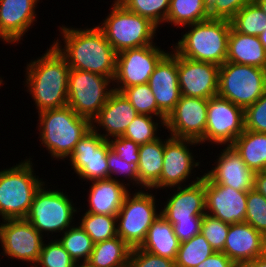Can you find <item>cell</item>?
Instances as JSON below:
<instances>
[{
	"instance_id": "6da1fadb",
	"label": "cell",
	"mask_w": 266,
	"mask_h": 267,
	"mask_svg": "<svg viewBox=\"0 0 266 267\" xmlns=\"http://www.w3.org/2000/svg\"><path fill=\"white\" fill-rule=\"evenodd\" d=\"M59 31L65 43L61 45L57 39L52 45L65 58L70 69L96 73L113 81L117 52L97 25L86 29L62 25Z\"/></svg>"
},
{
	"instance_id": "7a4b0ae2",
	"label": "cell",
	"mask_w": 266,
	"mask_h": 267,
	"mask_svg": "<svg viewBox=\"0 0 266 267\" xmlns=\"http://www.w3.org/2000/svg\"><path fill=\"white\" fill-rule=\"evenodd\" d=\"M25 83L37 112L67 106L69 65L51 45L41 57L26 66Z\"/></svg>"
},
{
	"instance_id": "3957f363",
	"label": "cell",
	"mask_w": 266,
	"mask_h": 267,
	"mask_svg": "<svg viewBox=\"0 0 266 267\" xmlns=\"http://www.w3.org/2000/svg\"><path fill=\"white\" fill-rule=\"evenodd\" d=\"M38 115L41 144L57 160L69 158L75 145L91 129V121L69 106L44 110Z\"/></svg>"
},
{
	"instance_id": "277c9868",
	"label": "cell",
	"mask_w": 266,
	"mask_h": 267,
	"mask_svg": "<svg viewBox=\"0 0 266 267\" xmlns=\"http://www.w3.org/2000/svg\"><path fill=\"white\" fill-rule=\"evenodd\" d=\"M189 27L183 37L173 45L179 56L199 62L221 66L228 54L230 21H202L185 26Z\"/></svg>"
},
{
	"instance_id": "5b68a950",
	"label": "cell",
	"mask_w": 266,
	"mask_h": 267,
	"mask_svg": "<svg viewBox=\"0 0 266 267\" xmlns=\"http://www.w3.org/2000/svg\"><path fill=\"white\" fill-rule=\"evenodd\" d=\"M30 159L32 158L0 171V216L2 221L25 219L36 191L44 183L35 175Z\"/></svg>"
},
{
	"instance_id": "8992f818",
	"label": "cell",
	"mask_w": 266,
	"mask_h": 267,
	"mask_svg": "<svg viewBox=\"0 0 266 267\" xmlns=\"http://www.w3.org/2000/svg\"><path fill=\"white\" fill-rule=\"evenodd\" d=\"M109 15L97 27L118 53L125 49L154 44L158 27L149 19L127 10L118 1H113Z\"/></svg>"
},
{
	"instance_id": "52a82bcc",
	"label": "cell",
	"mask_w": 266,
	"mask_h": 267,
	"mask_svg": "<svg viewBox=\"0 0 266 267\" xmlns=\"http://www.w3.org/2000/svg\"><path fill=\"white\" fill-rule=\"evenodd\" d=\"M45 182L36 191L30 210L25 217L43 236L45 233L62 234L71 226L77 211L66 192L46 188ZM46 188V189H45ZM44 232V234H43Z\"/></svg>"
},
{
	"instance_id": "ba28073f",
	"label": "cell",
	"mask_w": 266,
	"mask_h": 267,
	"mask_svg": "<svg viewBox=\"0 0 266 267\" xmlns=\"http://www.w3.org/2000/svg\"><path fill=\"white\" fill-rule=\"evenodd\" d=\"M266 90V69L225 62L219 69L218 95L244 110Z\"/></svg>"
},
{
	"instance_id": "9c48e42d",
	"label": "cell",
	"mask_w": 266,
	"mask_h": 267,
	"mask_svg": "<svg viewBox=\"0 0 266 267\" xmlns=\"http://www.w3.org/2000/svg\"><path fill=\"white\" fill-rule=\"evenodd\" d=\"M111 82L110 78L96 73L70 69L67 106L77 115L92 121L114 91Z\"/></svg>"
},
{
	"instance_id": "30bf717a",
	"label": "cell",
	"mask_w": 266,
	"mask_h": 267,
	"mask_svg": "<svg viewBox=\"0 0 266 267\" xmlns=\"http://www.w3.org/2000/svg\"><path fill=\"white\" fill-rule=\"evenodd\" d=\"M131 195L129 192L125 197L116 219L117 236L133 249L142 245L149 227L160 212L156 211L153 193L139 190Z\"/></svg>"
},
{
	"instance_id": "8fae6325",
	"label": "cell",
	"mask_w": 266,
	"mask_h": 267,
	"mask_svg": "<svg viewBox=\"0 0 266 267\" xmlns=\"http://www.w3.org/2000/svg\"><path fill=\"white\" fill-rule=\"evenodd\" d=\"M155 45L156 43L125 49L117 53L112 82L114 91L121 92L124 88L148 83L157 63L167 53Z\"/></svg>"
},
{
	"instance_id": "7c38bea8",
	"label": "cell",
	"mask_w": 266,
	"mask_h": 267,
	"mask_svg": "<svg viewBox=\"0 0 266 267\" xmlns=\"http://www.w3.org/2000/svg\"><path fill=\"white\" fill-rule=\"evenodd\" d=\"M245 130L244 109L230 100L215 95L208 99L206 141L216 145H231Z\"/></svg>"
},
{
	"instance_id": "4fadbf2b",
	"label": "cell",
	"mask_w": 266,
	"mask_h": 267,
	"mask_svg": "<svg viewBox=\"0 0 266 267\" xmlns=\"http://www.w3.org/2000/svg\"><path fill=\"white\" fill-rule=\"evenodd\" d=\"M110 149L109 141L91 128L75 145L68 160L81 180L108 179L107 153Z\"/></svg>"
},
{
	"instance_id": "5bb4252c",
	"label": "cell",
	"mask_w": 266,
	"mask_h": 267,
	"mask_svg": "<svg viewBox=\"0 0 266 267\" xmlns=\"http://www.w3.org/2000/svg\"><path fill=\"white\" fill-rule=\"evenodd\" d=\"M40 232L26 219H8L0 223V243L3 256L11 259L38 262L44 243Z\"/></svg>"
},
{
	"instance_id": "9a60e30c",
	"label": "cell",
	"mask_w": 266,
	"mask_h": 267,
	"mask_svg": "<svg viewBox=\"0 0 266 267\" xmlns=\"http://www.w3.org/2000/svg\"><path fill=\"white\" fill-rule=\"evenodd\" d=\"M208 99L180 97L165 121V129L171 137L193 139L205 144Z\"/></svg>"
},
{
	"instance_id": "2e32d148",
	"label": "cell",
	"mask_w": 266,
	"mask_h": 267,
	"mask_svg": "<svg viewBox=\"0 0 266 267\" xmlns=\"http://www.w3.org/2000/svg\"><path fill=\"white\" fill-rule=\"evenodd\" d=\"M200 145L193 139H183L167 137L165 139L163 168L160 179L150 189L173 188L182 186L183 182L191 176L192 170L199 167L200 162H196L190 146Z\"/></svg>"
},
{
	"instance_id": "e0dca14e",
	"label": "cell",
	"mask_w": 266,
	"mask_h": 267,
	"mask_svg": "<svg viewBox=\"0 0 266 267\" xmlns=\"http://www.w3.org/2000/svg\"><path fill=\"white\" fill-rule=\"evenodd\" d=\"M220 66L177 54L178 83L182 96L209 99L218 95Z\"/></svg>"
},
{
	"instance_id": "ac0fdd59",
	"label": "cell",
	"mask_w": 266,
	"mask_h": 267,
	"mask_svg": "<svg viewBox=\"0 0 266 267\" xmlns=\"http://www.w3.org/2000/svg\"><path fill=\"white\" fill-rule=\"evenodd\" d=\"M248 191L213 183L205 175L206 214L234 224L245 222Z\"/></svg>"
},
{
	"instance_id": "d6986e66",
	"label": "cell",
	"mask_w": 266,
	"mask_h": 267,
	"mask_svg": "<svg viewBox=\"0 0 266 267\" xmlns=\"http://www.w3.org/2000/svg\"><path fill=\"white\" fill-rule=\"evenodd\" d=\"M177 191L166 201L160 214L172 225L177 221L202 219L206 213L205 174L185 187H176Z\"/></svg>"
},
{
	"instance_id": "ffe728a7",
	"label": "cell",
	"mask_w": 266,
	"mask_h": 267,
	"mask_svg": "<svg viewBox=\"0 0 266 267\" xmlns=\"http://www.w3.org/2000/svg\"><path fill=\"white\" fill-rule=\"evenodd\" d=\"M172 52V53H171ZM167 52L157 63L148 84L159 111L167 118L181 97L178 83L177 53Z\"/></svg>"
},
{
	"instance_id": "44dd1931",
	"label": "cell",
	"mask_w": 266,
	"mask_h": 267,
	"mask_svg": "<svg viewBox=\"0 0 266 267\" xmlns=\"http://www.w3.org/2000/svg\"><path fill=\"white\" fill-rule=\"evenodd\" d=\"M220 153L215 167L204 174L213 183L229 186L239 191L252 190L255 172L246 165L237 151L231 145H226Z\"/></svg>"
},
{
	"instance_id": "7402d4cb",
	"label": "cell",
	"mask_w": 266,
	"mask_h": 267,
	"mask_svg": "<svg viewBox=\"0 0 266 267\" xmlns=\"http://www.w3.org/2000/svg\"><path fill=\"white\" fill-rule=\"evenodd\" d=\"M222 252L239 267L266 253V237L246 222L230 224Z\"/></svg>"
},
{
	"instance_id": "603a6c76",
	"label": "cell",
	"mask_w": 266,
	"mask_h": 267,
	"mask_svg": "<svg viewBox=\"0 0 266 267\" xmlns=\"http://www.w3.org/2000/svg\"><path fill=\"white\" fill-rule=\"evenodd\" d=\"M39 0H0V40L18 44L36 19ZM22 37V38H21Z\"/></svg>"
},
{
	"instance_id": "cb8c5ba5",
	"label": "cell",
	"mask_w": 266,
	"mask_h": 267,
	"mask_svg": "<svg viewBox=\"0 0 266 267\" xmlns=\"http://www.w3.org/2000/svg\"><path fill=\"white\" fill-rule=\"evenodd\" d=\"M138 115L136 109L121 92L113 91L105 105L100 109L99 114L91 121V128L105 140H109L122 136ZM100 126H102L106 134L98 132Z\"/></svg>"
},
{
	"instance_id": "d4e9b609",
	"label": "cell",
	"mask_w": 266,
	"mask_h": 267,
	"mask_svg": "<svg viewBox=\"0 0 266 267\" xmlns=\"http://www.w3.org/2000/svg\"><path fill=\"white\" fill-rule=\"evenodd\" d=\"M92 182L91 188L89 189V209L86 212L94 214H103L109 216H117L125 197L130 192L127 185L123 182L113 178V179H101L94 180Z\"/></svg>"
},
{
	"instance_id": "484cf974",
	"label": "cell",
	"mask_w": 266,
	"mask_h": 267,
	"mask_svg": "<svg viewBox=\"0 0 266 267\" xmlns=\"http://www.w3.org/2000/svg\"><path fill=\"white\" fill-rule=\"evenodd\" d=\"M226 62L266 69V50L258 36L246 35L231 27Z\"/></svg>"
},
{
	"instance_id": "4316f807",
	"label": "cell",
	"mask_w": 266,
	"mask_h": 267,
	"mask_svg": "<svg viewBox=\"0 0 266 267\" xmlns=\"http://www.w3.org/2000/svg\"><path fill=\"white\" fill-rule=\"evenodd\" d=\"M180 242L174 233L173 225L161 214L153 221L139 247L153 255L175 261Z\"/></svg>"
},
{
	"instance_id": "83f0119b",
	"label": "cell",
	"mask_w": 266,
	"mask_h": 267,
	"mask_svg": "<svg viewBox=\"0 0 266 267\" xmlns=\"http://www.w3.org/2000/svg\"><path fill=\"white\" fill-rule=\"evenodd\" d=\"M160 137L152 142L140 145L137 173L139 186L150 191V188L160 179L163 168L165 139Z\"/></svg>"
},
{
	"instance_id": "f1b7e54d",
	"label": "cell",
	"mask_w": 266,
	"mask_h": 267,
	"mask_svg": "<svg viewBox=\"0 0 266 267\" xmlns=\"http://www.w3.org/2000/svg\"><path fill=\"white\" fill-rule=\"evenodd\" d=\"M231 146L252 171L266 170V133L245 129Z\"/></svg>"
},
{
	"instance_id": "f546056e",
	"label": "cell",
	"mask_w": 266,
	"mask_h": 267,
	"mask_svg": "<svg viewBox=\"0 0 266 267\" xmlns=\"http://www.w3.org/2000/svg\"><path fill=\"white\" fill-rule=\"evenodd\" d=\"M132 248L119 236L94 244L87 263L91 267H128Z\"/></svg>"
},
{
	"instance_id": "4dcf8cb0",
	"label": "cell",
	"mask_w": 266,
	"mask_h": 267,
	"mask_svg": "<svg viewBox=\"0 0 266 267\" xmlns=\"http://www.w3.org/2000/svg\"><path fill=\"white\" fill-rule=\"evenodd\" d=\"M215 250L200 232L188 241L180 243L176 267H196L211 256Z\"/></svg>"
},
{
	"instance_id": "1f68e13d",
	"label": "cell",
	"mask_w": 266,
	"mask_h": 267,
	"mask_svg": "<svg viewBox=\"0 0 266 267\" xmlns=\"http://www.w3.org/2000/svg\"><path fill=\"white\" fill-rule=\"evenodd\" d=\"M58 240L76 263H87L94 243L80 225L68 228Z\"/></svg>"
},
{
	"instance_id": "d6a6232c",
	"label": "cell",
	"mask_w": 266,
	"mask_h": 267,
	"mask_svg": "<svg viewBox=\"0 0 266 267\" xmlns=\"http://www.w3.org/2000/svg\"><path fill=\"white\" fill-rule=\"evenodd\" d=\"M232 28L246 35L259 36L266 28V15L253 1L243 6L230 20Z\"/></svg>"
},
{
	"instance_id": "836d02e7",
	"label": "cell",
	"mask_w": 266,
	"mask_h": 267,
	"mask_svg": "<svg viewBox=\"0 0 266 267\" xmlns=\"http://www.w3.org/2000/svg\"><path fill=\"white\" fill-rule=\"evenodd\" d=\"M78 224L94 244L117 236L116 216L85 212Z\"/></svg>"
},
{
	"instance_id": "e575fe53",
	"label": "cell",
	"mask_w": 266,
	"mask_h": 267,
	"mask_svg": "<svg viewBox=\"0 0 266 267\" xmlns=\"http://www.w3.org/2000/svg\"><path fill=\"white\" fill-rule=\"evenodd\" d=\"M203 0H170L165 23L179 28L203 21Z\"/></svg>"
},
{
	"instance_id": "d590c367",
	"label": "cell",
	"mask_w": 266,
	"mask_h": 267,
	"mask_svg": "<svg viewBox=\"0 0 266 267\" xmlns=\"http://www.w3.org/2000/svg\"><path fill=\"white\" fill-rule=\"evenodd\" d=\"M122 95L131 103L140 115L154 116L166 121V117L159 111L156 98L148 83L124 88Z\"/></svg>"
},
{
	"instance_id": "8d00e7d4",
	"label": "cell",
	"mask_w": 266,
	"mask_h": 267,
	"mask_svg": "<svg viewBox=\"0 0 266 267\" xmlns=\"http://www.w3.org/2000/svg\"><path fill=\"white\" fill-rule=\"evenodd\" d=\"M127 10L149 19L157 27L165 23L170 0H119Z\"/></svg>"
},
{
	"instance_id": "74e56055",
	"label": "cell",
	"mask_w": 266,
	"mask_h": 267,
	"mask_svg": "<svg viewBox=\"0 0 266 267\" xmlns=\"http://www.w3.org/2000/svg\"><path fill=\"white\" fill-rule=\"evenodd\" d=\"M158 124L163 125V128L165 127V122L162 119L155 122L154 117L139 114L127 127L122 137L134 141L138 145L152 142L159 138L156 135L159 127Z\"/></svg>"
},
{
	"instance_id": "f35d334b",
	"label": "cell",
	"mask_w": 266,
	"mask_h": 267,
	"mask_svg": "<svg viewBox=\"0 0 266 267\" xmlns=\"http://www.w3.org/2000/svg\"><path fill=\"white\" fill-rule=\"evenodd\" d=\"M203 21H230L245 5L254 0H203Z\"/></svg>"
},
{
	"instance_id": "ab89813d",
	"label": "cell",
	"mask_w": 266,
	"mask_h": 267,
	"mask_svg": "<svg viewBox=\"0 0 266 267\" xmlns=\"http://www.w3.org/2000/svg\"><path fill=\"white\" fill-rule=\"evenodd\" d=\"M75 264L76 262L56 238L48 244L43 243L38 262L35 265L31 264V267H73Z\"/></svg>"
},
{
	"instance_id": "60d3db41",
	"label": "cell",
	"mask_w": 266,
	"mask_h": 267,
	"mask_svg": "<svg viewBox=\"0 0 266 267\" xmlns=\"http://www.w3.org/2000/svg\"><path fill=\"white\" fill-rule=\"evenodd\" d=\"M245 222L266 237V198L254 188L248 191Z\"/></svg>"
},
{
	"instance_id": "b9f144b4",
	"label": "cell",
	"mask_w": 266,
	"mask_h": 267,
	"mask_svg": "<svg viewBox=\"0 0 266 267\" xmlns=\"http://www.w3.org/2000/svg\"><path fill=\"white\" fill-rule=\"evenodd\" d=\"M229 226L230 224L205 213L201 221L200 232L215 251L222 252Z\"/></svg>"
},
{
	"instance_id": "7bdbcfd3",
	"label": "cell",
	"mask_w": 266,
	"mask_h": 267,
	"mask_svg": "<svg viewBox=\"0 0 266 267\" xmlns=\"http://www.w3.org/2000/svg\"><path fill=\"white\" fill-rule=\"evenodd\" d=\"M245 129L266 133V90L252 105L244 110Z\"/></svg>"
},
{
	"instance_id": "ee69618b",
	"label": "cell",
	"mask_w": 266,
	"mask_h": 267,
	"mask_svg": "<svg viewBox=\"0 0 266 267\" xmlns=\"http://www.w3.org/2000/svg\"><path fill=\"white\" fill-rule=\"evenodd\" d=\"M107 161L109 168V178L113 179L114 174L125 176V179H130L129 181L139 187V177L137 173V166L135 164L129 163L122 158H120L113 150H109L107 153Z\"/></svg>"
},
{
	"instance_id": "f6af8a7d",
	"label": "cell",
	"mask_w": 266,
	"mask_h": 267,
	"mask_svg": "<svg viewBox=\"0 0 266 267\" xmlns=\"http://www.w3.org/2000/svg\"><path fill=\"white\" fill-rule=\"evenodd\" d=\"M128 267H176L175 261L153 255L141 248H133Z\"/></svg>"
},
{
	"instance_id": "bcb514c9",
	"label": "cell",
	"mask_w": 266,
	"mask_h": 267,
	"mask_svg": "<svg viewBox=\"0 0 266 267\" xmlns=\"http://www.w3.org/2000/svg\"><path fill=\"white\" fill-rule=\"evenodd\" d=\"M111 150H113L123 160L135 164L139 162V147L134 141L128 140L122 136L109 139Z\"/></svg>"
},
{
	"instance_id": "7dc6e473",
	"label": "cell",
	"mask_w": 266,
	"mask_h": 267,
	"mask_svg": "<svg viewBox=\"0 0 266 267\" xmlns=\"http://www.w3.org/2000/svg\"><path fill=\"white\" fill-rule=\"evenodd\" d=\"M202 219L177 221L173 224L174 233L180 243L185 242L200 233Z\"/></svg>"
},
{
	"instance_id": "c3c4849f",
	"label": "cell",
	"mask_w": 266,
	"mask_h": 267,
	"mask_svg": "<svg viewBox=\"0 0 266 267\" xmlns=\"http://www.w3.org/2000/svg\"><path fill=\"white\" fill-rule=\"evenodd\" d=\"M196 267H238L227 255L223 252L215 251L211 256L205 259Z\"/></svg>"
},
{
	"instance_id": "681fc988",
	"label": "cell",
	"mask_w": 266,
	"mask_h": 267,
	"mask_svg": "<svg viewBox=\"0 0 266 267\" xmlns=\"http://www.w3.org/2000/svg\"><path fill=\"white\" fill-rule=\"evenodd\" d=\"M254 189L266 198V170L255 173Z\"/></svg>"
},
{
	"instance_id": "f907efd6",
	"label": "cell",
	"mask_w": 266,
	"mask_h": 267,
	"mask_svg": "<svg viewBox=\"0 0 266 267\" xmlns=\"http://www.w3.org/2000/svg\"><path fill=\"white\" fill-rule=\"evenodd\" d=\"M239 267H266V253L252 261L240 265Z\"/></svg>"
},
{
	"instance_id": "816d5d0a",
	"label": "cell",
	"mask_w": 266,
	"mask_h": 267,
	"mask_svg": "<svg viewBox=\"0 0 266 267\" xmlns=\"http://www.w3.org/2000/svg\"><path fill=\"white\" fill-rule=\"evenodd\" d=\"M258 37L260 39V42L262 43V45L264 46V48L266 50V28Z\"/></svg>"
},
{
	"instance_id": "f5cc1de1",
	"label": "cell",
	"mask_w": 266,
	"mask_h": 267,
	"mask_svg": "<svg viewBox=\"0 0 266 267\" xmlns=\"http://www.w3.org/2000/svg\"><path fill=\"white\" fill-rule=\"evenodd\" d=\"M266 15V0H254Z\"/></svg>"
},
{
	"instance_id": "db71d44e",
	"label": "cell",
	"mask_w": 266,
	"mask_h": 267,
	"mask_svg": "<svg viewBox=\"0 0 266 267\" xmlns=\"http://www.w3.org/2000/svg\"><path fill=\"white\" fill-rule=\"evenodd\" d=\"M73 267H91V266L88 263H76Z\"/></svg>"
},
{
	"instance_id": "11a10c76",
	"label": "cell",
	"mask_w": 266,
	"mask_h": 267,
	"mask_svg": "<svg viewBox=\"0 0 266 267\" xmlns=\"http://www.w3.org/2000/svg\"><path fill=\"white\" fill-rule=\"evenodd\" d=\"M2 82H3V80H2V78L0 77V86H1V84H3Z\"/></svg>"
}]
</instances>
